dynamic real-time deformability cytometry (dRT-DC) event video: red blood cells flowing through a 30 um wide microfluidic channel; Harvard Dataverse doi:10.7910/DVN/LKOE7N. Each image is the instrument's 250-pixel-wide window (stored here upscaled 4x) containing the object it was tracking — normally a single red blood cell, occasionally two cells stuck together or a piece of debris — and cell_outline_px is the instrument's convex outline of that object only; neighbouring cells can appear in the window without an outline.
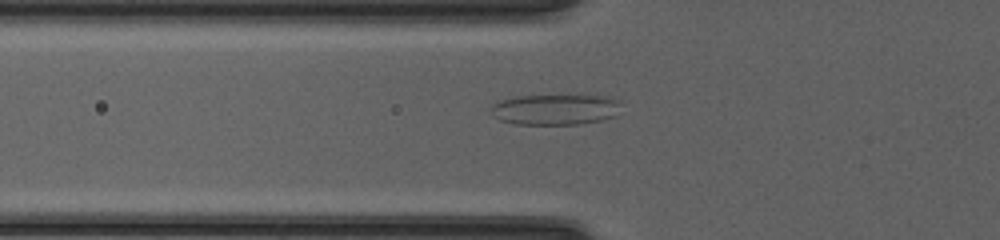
{"species": "common noctule bat (a hibernating species)", "species_latin": "Nyctalus noctula", "temperature_condition": "cold", "stored_images_in_passage": 50, "camera_frame_rate_fps": 3000, "um_per_image_px": 0.085, "animal": {"sex": "female", "body_mass_g": 20.0, "forearm_length_mm": 54.0}, "frame": {"image": 1, "passage_image": 19, "time_ms": 6.0, "image_size_px": [1000, 240], "cell_outline_px": [[620, 104], [616, 116], [600, 120], [580, 124], [516, 124], [500, 120], [492, 116], [492, 104], [500, 100], [516, 96], [580, 92], [596, 92], [612, 96], [620, 100]], "centroid_in_image_um": [47.31, 9.22], "position_along_channel_um": 78.5, "area_um2": 24.85}}
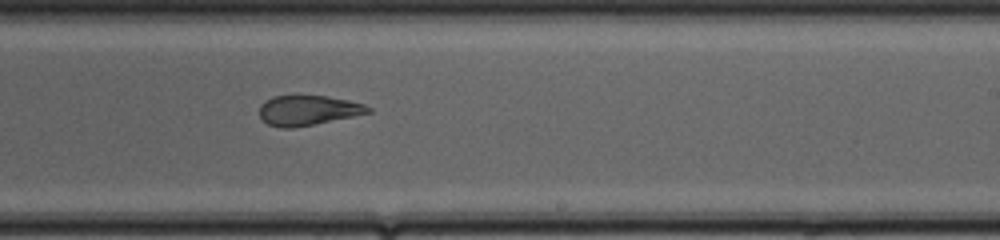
{"frame": {"image": 2, "passage_image": 32, "time_ms": 10.333, "image_size_px": [1000, 240], "cell_outline_px": [[372, 112], [292, 128], [280, 128], [268, 124], [260, 116], [260, 104], [264, 100], [272, 96], [328, 96], [348, 100], [364, 104], [372, 108]], "centroid_in_image_um": [26.16, 9.37], "position_along_channel_um": 262.8, "area_um2": 18.79}}
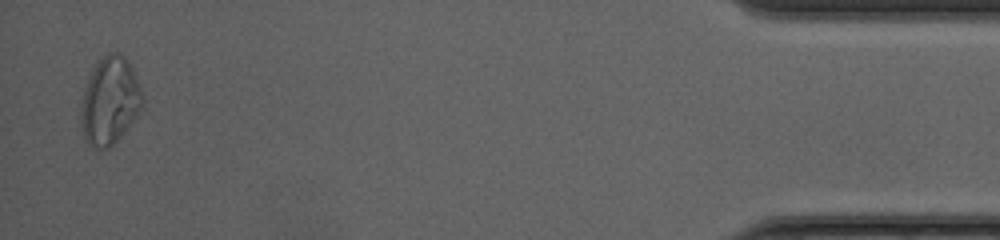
{"frame": {"image": 3, "passage_image": 49, "time_ms": 16.0, "image_size_px": [1000, 240], "cell_outline_px": [[144, 108], [120, 136], [108, 148], [88, 148], [84, 136], [80, 120], [80, 108], [84, 88], [96, 64], [108, 52], [120, 52], [124, 56], [144, 96]], "centroid_in_image_um": [9.32, 8.61], "position_along_channel_um": 425.9, "area_um2": 31.15}, "authors_computed_cell_mechanics": {"area_um2": 25.3164, "velocity_mm_per_s": 4.2319, "shape_relaxation_time_tau1_ms": null, "shape_relaxation_time_tau2_ms": 1.8252, "deformation_change_tau1": null, "deformation_change_tau2": 0.1068}}